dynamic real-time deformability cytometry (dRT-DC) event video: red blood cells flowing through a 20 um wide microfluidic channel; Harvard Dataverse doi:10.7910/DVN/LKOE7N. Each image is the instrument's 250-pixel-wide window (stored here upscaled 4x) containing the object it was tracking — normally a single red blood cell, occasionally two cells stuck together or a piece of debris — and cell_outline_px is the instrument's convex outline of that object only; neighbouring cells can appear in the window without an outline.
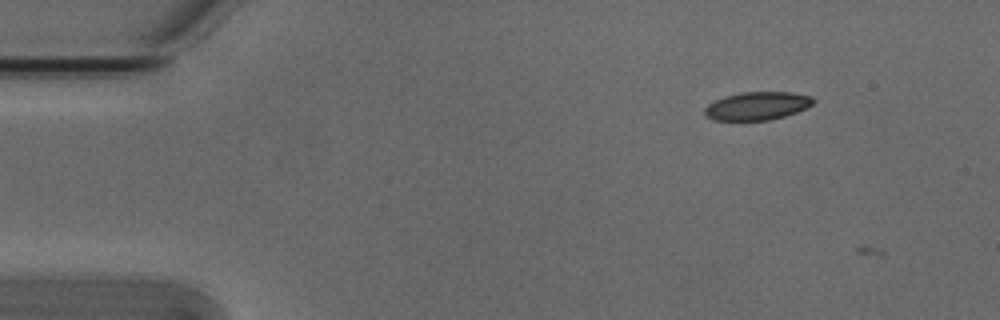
{"species": "Egyptian fruit bat (a non-hibernating species)", "species_latin": "Rousettus aegyptiacus", "temperature_condition": "cold", "stored_images_in_passage": 5, "camera_frame_rate_fps": 3000, "um_per_image_px": 0.085, "animal": {"sex": "male"}, "frame": {"image": 1, "passage_image": 4, "time_ms": 1.0, "image_size_px": [1000, 320], "cell_outline_px": [[816, 100], [812, 104], [796, 112], [784, 116], [768, 120], [712, 120], [704, 116], [704, 108], [708, 104], [724, 96], [744, 92], [792, 92], [812, 96]], "centroid_in_image_um": [64.34, 9.0], "position_along_channel_um": 20.7, "area_um2": 17.8}}